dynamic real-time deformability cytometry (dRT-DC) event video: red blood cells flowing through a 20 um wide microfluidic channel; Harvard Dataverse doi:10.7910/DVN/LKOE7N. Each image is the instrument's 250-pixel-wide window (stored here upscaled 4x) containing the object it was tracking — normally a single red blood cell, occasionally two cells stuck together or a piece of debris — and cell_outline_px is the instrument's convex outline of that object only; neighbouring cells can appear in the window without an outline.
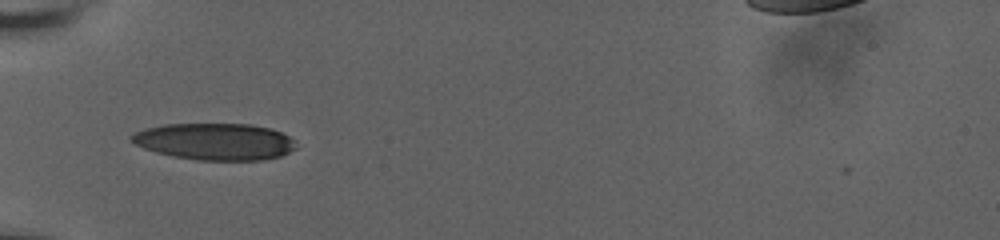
{"species": "human", "species_latin": "Homo sapiens", "temperature_condition": "room temperature", "stored_images_in_passage": 11, "segment_of_instrument_passage": [2, 2], "camera_frame_rate_fps": 3000, "um_per_image_px": 0.085, "donor": {"sex": "male"}, "frame": {"image": 1, "passage_image": 10, "time_ms": 6.667, "image_size_px": [1000, 240], "cell_outline_px": [[296, 148], [280, 156], [260, 160], [200, 160], [176, 156], [156, 152], [144, 148], [136, 144], [128, 136], [144, 128], [164, 124], [252, 124], [272, 128], [288, 136], [292, 140]], "centroid_in_image_um": [18.26, 12.02], "position_along_channel_um": 66.7, "area_um2": 35.03}}